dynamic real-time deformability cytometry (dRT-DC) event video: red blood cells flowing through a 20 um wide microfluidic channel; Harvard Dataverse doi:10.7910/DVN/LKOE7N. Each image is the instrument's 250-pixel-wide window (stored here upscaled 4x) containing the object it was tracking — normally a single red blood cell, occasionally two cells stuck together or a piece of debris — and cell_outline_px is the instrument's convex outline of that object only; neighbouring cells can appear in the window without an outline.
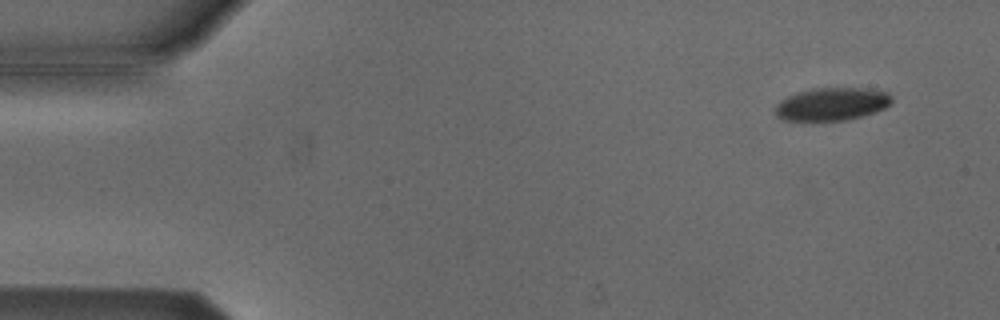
{"species": "Egyptian fruit bat (a non-hibernating species)", "species_latin": "Rousettus aegyptiacus", "temperature_condition": "cold", "stored_images_in_passage": 5, "camera_frame_rate_fps": 3000, "um_per_image_px": 0.085, "animal": {"sex": "male"}, "frame": {"image": 1, "passage_image": 2, "time_ms": 0.333, "image_size_px": [1000, 320], "cell_outline_px": [[892, 104], [876, 112], [844, 120], [784, 120], [776, 116], [776, 104], [780, 100], [796, 92], [812, 88], [864, 88], [888, 92], [892, 96]], "centroid_in_image_um": [70.72, 8.83], "position_along_channel_um": 14.3, "area_um2": 22.31}}